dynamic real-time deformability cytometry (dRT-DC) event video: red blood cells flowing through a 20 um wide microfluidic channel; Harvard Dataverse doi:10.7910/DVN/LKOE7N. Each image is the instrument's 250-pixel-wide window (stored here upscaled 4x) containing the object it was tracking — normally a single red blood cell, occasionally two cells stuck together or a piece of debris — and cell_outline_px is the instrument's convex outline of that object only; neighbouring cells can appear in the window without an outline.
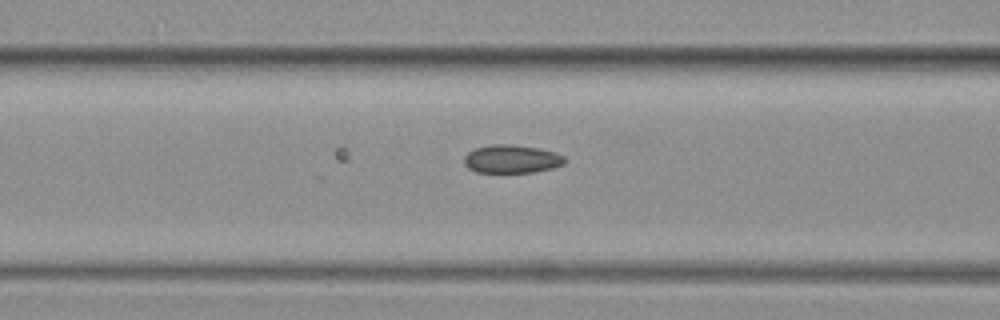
{"species": "common noctule bat (a hibernating species)", "species_latin": "Nyctalus noctula", "temperature_condition": "warm", "stored_images_in_passage": 14, "camera_frame_rate_fps": 3000, "um_per_image_px": 0.085, "animal": {"sex": "female", "body_mass_g": 19.3, "forearm_length_mm": 54.1}, "frame": {"image": 1, "passage_image": 3, "time_ms": 0.667, "image_size_px": [1000, 320], "cell_outline_px": [[568, 160], [564, 164], [552, 168], [532, 172], [476, 172], [468, 168], [464, 164], [464, 156], [468, 152], [476, 148], [492, 144], [508, 144], [536, 148], [552, 152], [564, 156]], "centroid_in_image_um": [43.47, 13.52], "position_along_channel_um": 123.1, "area_um2": 16.42}}
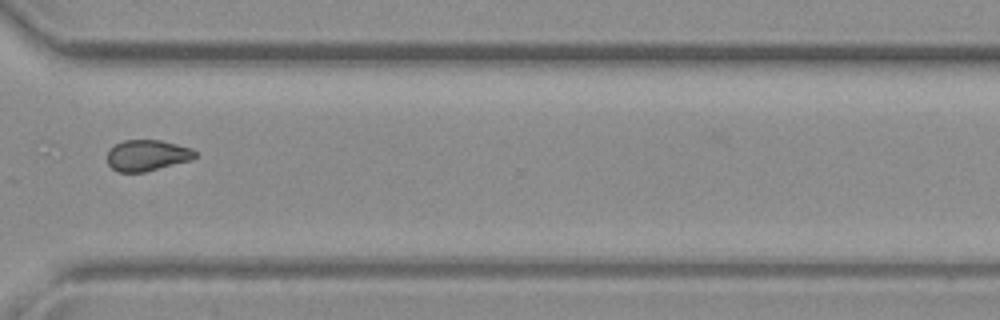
{"frame": {"image": 2, "passage_image": 10, "time_ms": 3.0, "image_size_px": [1000, 320], "cell_outline_px": [[196, 156], [192, 160], [144, 172], [120, 172], [112, 168], [108, 164], [108, 152], [116, 144], [124, 140], [160, 140], [192, 148], [196, 152]], "centroid_in_image_um": [12.53, 13.21], "position_along_channel_um": 358.1, "area_um2": 15.78}}
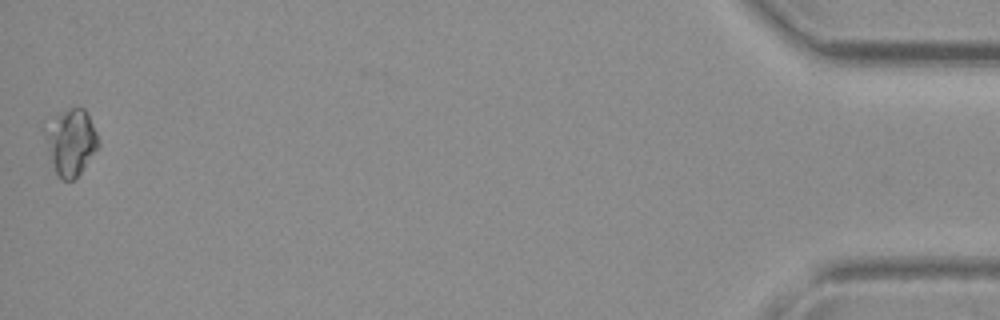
{"frame": {"image": 3, "passage_image": 14, "time_ms": 4.333, "image_size_px": [1000, 320], "cell_outline_px": [[100, 144], [80, 172], [72, 180], [60, 180], [56, 172], [52, 160], [44, 132], [56, 116], [68, 108], [84, 108], [96, 132]], "centroid_in_image_um": [6.05, 12.08], "position_along_channel_um": 429.1, "area_um2": 19.59}}